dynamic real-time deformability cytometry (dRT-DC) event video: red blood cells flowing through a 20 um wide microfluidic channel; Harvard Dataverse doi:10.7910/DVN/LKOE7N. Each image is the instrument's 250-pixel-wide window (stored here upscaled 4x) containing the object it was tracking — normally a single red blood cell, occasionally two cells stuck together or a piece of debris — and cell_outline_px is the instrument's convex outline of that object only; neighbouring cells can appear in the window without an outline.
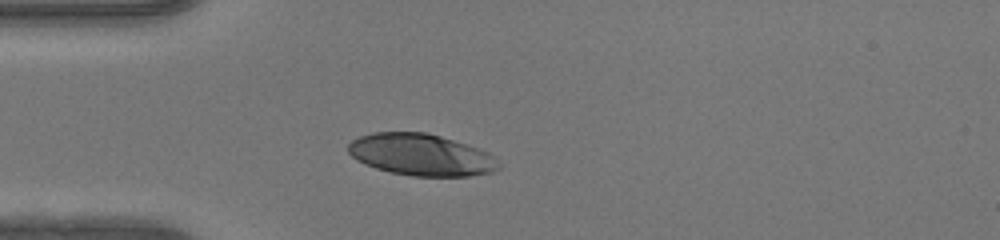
{"species": "human", "species_latin": "Homo sapiens", "temperature_condition": "warm", "stored_images_in_passage": 30, "camera_frame_rate_fps": 3000, "um_per_image_px": 0.085, "donor": {"sex": "female"}, "frame": {"image": 1, "passage_image": 1, "time_ms": 0.0, "image_size_px": [1000, 240], "cell_outline_px": [[500, 168], [492, 172], [468, 176], [412, 176], [392, 172], [376, 168], [364, 164], [356, 160], [348, 152], [348, 144], [352, 140], [360, 136], [372, 132], [428, 132], [488, 152], [496, 156], [500, 164]], "centroid_in_image_um": [35.79, 13.16], "position_along_channel_um": 49.2, "area_um2": 36.59}}
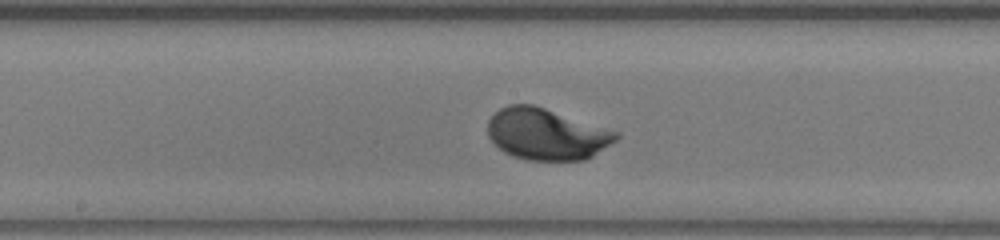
{"frame": {"image": 2, "passage_image": 13, "time_ms": 4.0, "image_size_px": [1000, 240], "cell_outline_px": [[620, 136], [616, 140], [592, 156], [584, 160], [528, 160], [512, 156], [504, 152], [488, 136], [488, 120], [500, 108], [508, 104], [532, 104], [620, 132]], "centroid_in_image_um": [46.45, 11.4], "position_along_channel_um": 201.7, "area_um2": 38.26}}
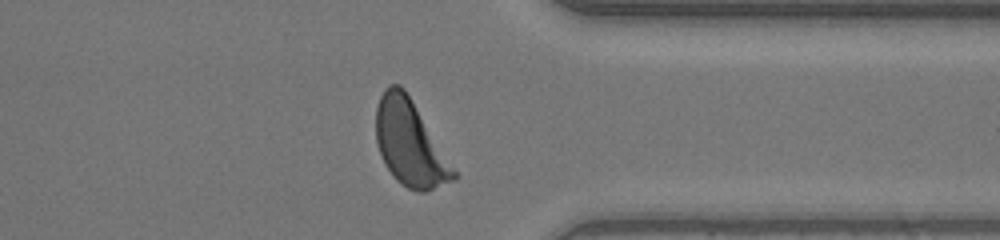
{"frame": {"image": 3, "passage_image": 26, "time_ms": 8.333, "image_size_px": [1000, 240], "cell_outline_px": [[460, 176], [456, 180], [424, 192], [416, 192], [400, 184], [396, 180], [384, 164], [376, 140], [376, 108], [380, 96], [384, 88], [388, 84], [400, 84], [404, 88]], "centroid_in_image_um": [34.85, 12.2], "position_along_channel_um": 376.6, "area_um2": 38.67}, "authors_computed_cell_mechanics": {"area_um2": 37.6856, "velocity_mm_per_s": 4.1618, "shape_relaxation_time_tau1_ms": 1.8215, "shape_relaxation_time_tau2_ms": null, "deformation_change_tau1": 0.1617, "deformation_change_tau2": null}}